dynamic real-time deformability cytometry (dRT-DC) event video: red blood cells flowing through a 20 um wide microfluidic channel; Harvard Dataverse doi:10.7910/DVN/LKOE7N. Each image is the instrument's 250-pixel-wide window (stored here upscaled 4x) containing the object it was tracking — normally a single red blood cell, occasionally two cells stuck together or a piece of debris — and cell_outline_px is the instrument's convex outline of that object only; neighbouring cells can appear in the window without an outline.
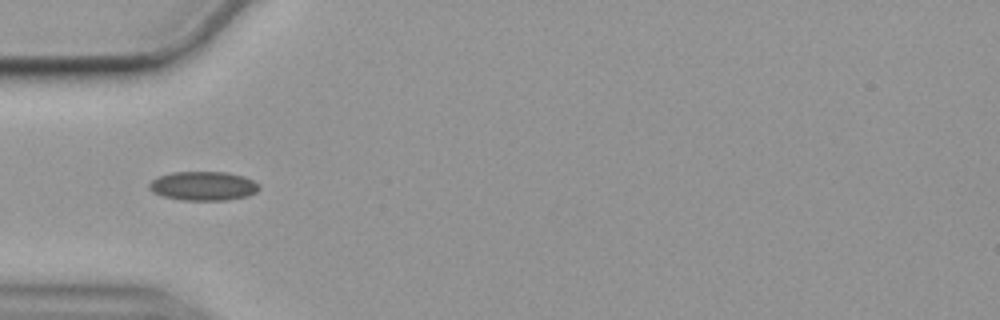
{"species": "common noctule bat (a hibernating species)", "species_latin": "Nyctalus noctula", "temperature_condition": "cold", "stored_images_in_passage": 40, "camera_frame_rate_fps": 3000, "um_per_image_px": 0.085, "animal": {"sex": "female", "body_mass_g": 19.9}, "frame": {"image": 1, "passage_image": 1, "time_ms": 0.0, "image_size_px": [1000, 320], "cell_outline_px": [[260, 188], [256, 192], [248, 196], [228, 200], [180, 200], [164, 196], [152, 192], [148, 188], [148, 184], [156, 176], [172, 172], [224, 172], [244, 176], [260, 184]], "centroid_in_image_um": [17.27, 15.8], "position_along_channel_um": 67.7, "area_um2": 18.79}}
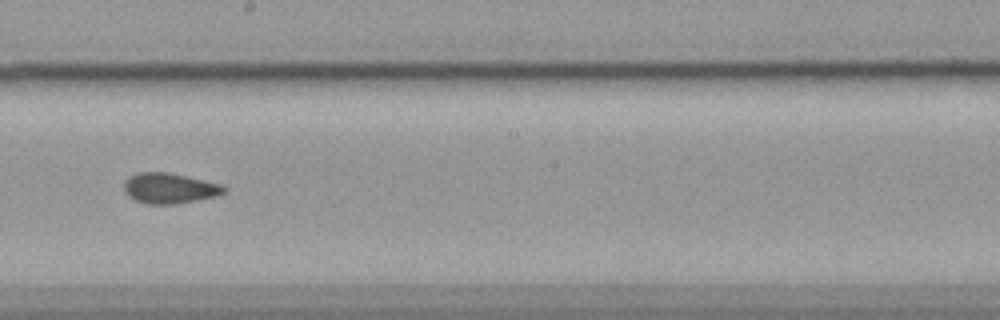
{"frame": {"image": 2, "passage_image": 15, "time_ms": 4.667, "image_size_px": [1000, 320], "cell_outline_px": [[228, 192], [216, 196], [176, 204], [148, 204], [136, 200], [128, 196], [124, 192], [124, 180], [128, 176], [140, 172], [168, 172], [224, 184], [228, 188]], "centroid_in_image_um": [14.44, 15.99], "position_along_channel_um": 233.8, "area_um2": 18.03}}
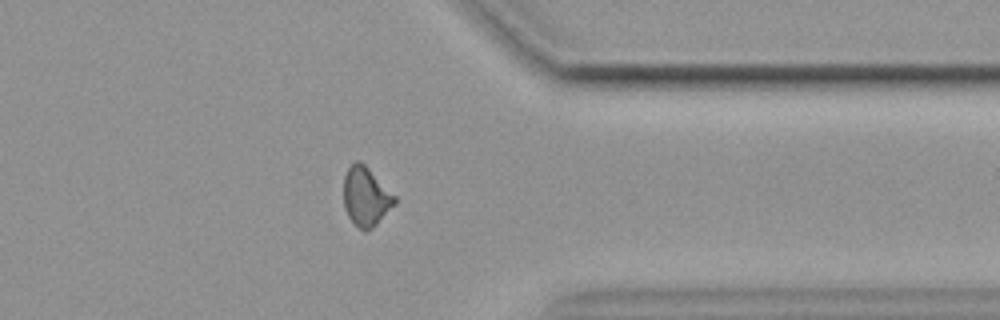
{"frame": {"image": 3, "passage_image": 28, "time_ms": 9.0, "image_size_px": [1000, 320], "cell_outline_px": [[396, 204], [372, 228], [364, 232], [348, 216], [344, 208], [344, 176], [348, 168], [356, 160], [360, 160], [396, 196]], "centroid_in_image_um": [31.11, 16.71], "position_along_channel_um": 380.3, "area_um2": 17.4}, "authors_computed_cell_mechanics": {"area_um2": 17.3689, "velocity_mm_per_s": 3.5594, "shape_relaxation_time_tau1_ms": null, "shape_relaxation_time_tau2_ms": 3.1774, "deformation_change_tau1": null, "deformation_change_tau2": 0.0689}}